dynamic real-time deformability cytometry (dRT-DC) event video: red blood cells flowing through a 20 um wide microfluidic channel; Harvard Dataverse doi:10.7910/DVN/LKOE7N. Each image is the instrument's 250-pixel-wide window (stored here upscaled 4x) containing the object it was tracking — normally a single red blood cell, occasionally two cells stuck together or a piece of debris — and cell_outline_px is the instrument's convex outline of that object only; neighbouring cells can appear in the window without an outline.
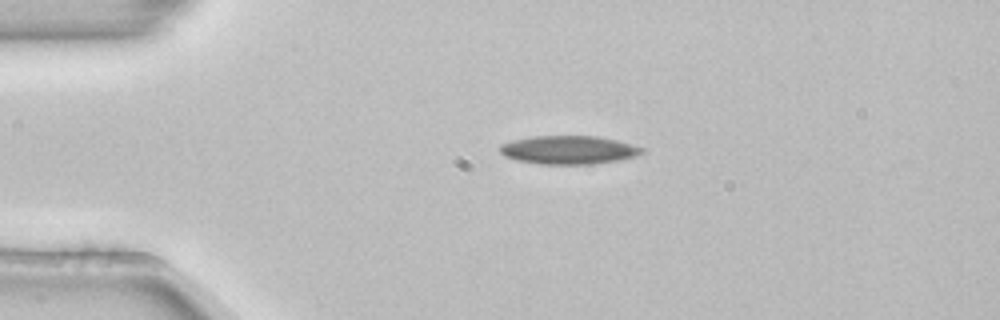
{"species": "common noctule bat (a hibernating species)", "species_latin": "Nyctalus noctula", "temperature_condition": "room temperature", "stored_images_in_passage": 42, "camera_frame_rate_fps": 3000, "um_per_image_px": 0.085, "animal": {"sex": "female", "body_mass_g": 22.7, "forearm_length_mm": 54.2}, "frame": {"image": 1, "passage_image": 1, "time_ms": 0.0, "image_size_px": [1000, 320], "cell_outline_px": [[644, 152], [636, 156], [620, 160], [592, 164], [540, 164], [516, 160], [504, 156], [500, 152], [500, 144], [512, 140], [532, 136], [596, 136], [616, 140], [644, 148]], "centroid_in_image_um": [48.32, 12.74], "position_along_channel_um": 36.7, "area_um2": 23.58}}
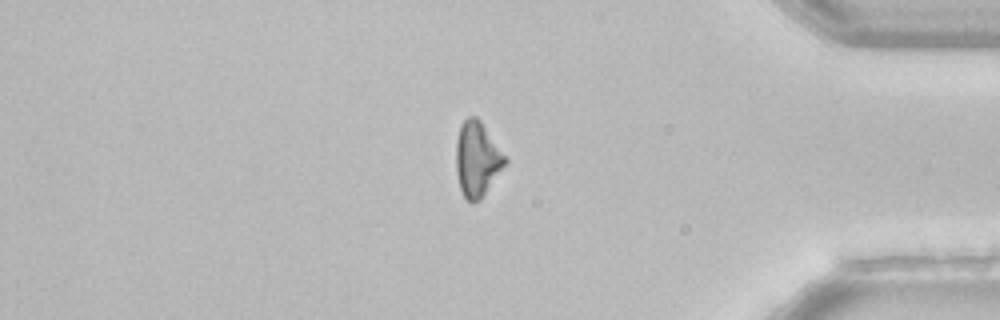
{"frame": {"image": 2, "passage_image": 34, "time_ms": 11.0, "image_size_px": [1000, 320], "cell_outline_px": [[508, 160], [480, 200], [472, 204], [464, 196], [460, 188], [456, 172], [456, 140], [460, 124], [468, 116], [476, 116], [480, 120], [508, 156]], "centroid_in_image_um": [40.56, 13.49], "position_along_channel_um": 394.6, "area_um2": 21.62}}
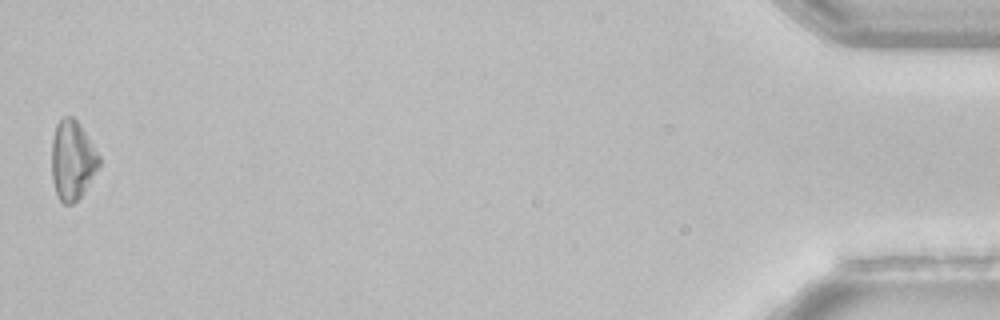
{"frame": {"image": 3, "passage_image": 42, "time_ms": 13.667, "image_size_px": [1000, 320], "cell_outline_px": [[100, 164], [84, 192], [72, 204], [64, 204], [60, 200], [56, 192], [52, 180], [52, 140], [56, 124], [64, 116], [72, 116], [80, 124], [100, 156]], "centroid_in_image_um": [6.15, 13.6], "position_along_channel_um": 429.1, "area_um2": 21.79}, "authors_computed_cell_mechanics": {"area_um2": 22.6865, "velocity_mm_per_s": 3.8632, "shape_relaxation_time_tau1_ms": 4.6987, "shape_relaxation_time_tau2_ms": null, "deformation_change_tau1": 0.0805, "deformation_change_tau2": null}}